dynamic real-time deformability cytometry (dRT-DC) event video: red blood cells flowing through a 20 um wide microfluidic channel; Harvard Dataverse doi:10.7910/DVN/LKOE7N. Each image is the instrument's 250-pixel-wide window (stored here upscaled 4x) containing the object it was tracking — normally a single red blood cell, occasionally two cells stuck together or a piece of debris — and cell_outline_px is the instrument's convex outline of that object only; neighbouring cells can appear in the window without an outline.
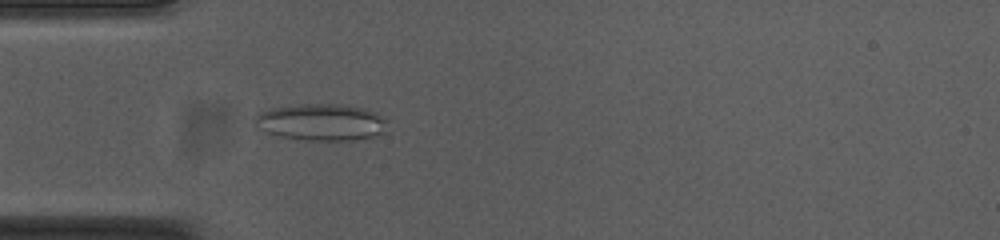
{"species": "common noctule bat (a hibernating species)", "species_latin": "Nyctalus noctula", "temperature_condition": "cold", "stored_images_in_passage": 54, "camera_frame_rate_fps": 3000, "um_per_image_px": 0.085, "animal": {"sex": "female", "body_mass_g": 23.0, "forearm_length_mm": 53.4}, "frame": {"image": 1, "passage_image": 16, "time_ms": 5.0, "image_size_px": [1000, 240], "cell_outline_px": [[384, 132], [372, 136], [352, 140], [308, 140], [280, 136], [264, 132], [256, 128], [252, 124], [252, 120], [260, 112], [268, 108], [300, 104], [348, 104], [364, 108], [376, 112], [384, 116]], "centroid_in_image_um": [27.23, 10.37], "position_along_channel_um": 57.8, "area_um2": 28.61}}
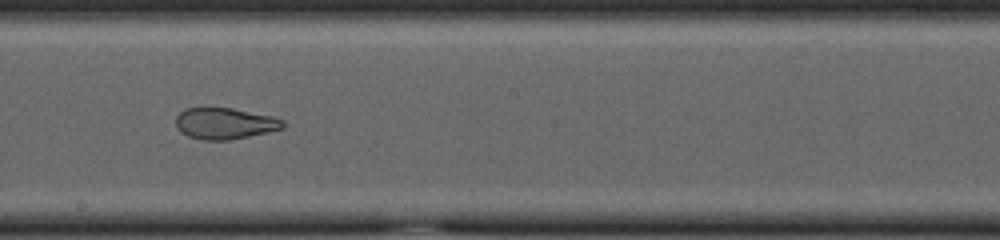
{"frame": {"image": 2, "passage_image": 30, "time_ms": 9.667, "image_size_px": [1000, 240], "cell_outline_px": [[284, 128], [248, 136], [228, 140], [204, 140], [188, 136], [180, 132], [176, 128], [176, 116], [184, 108], [232, 108], [272, 116], [284, 120]], "centroid_in_image_um": [19.08, 10.49], "position_along_channel_um": 229.1, "area_um2": 19.48}}
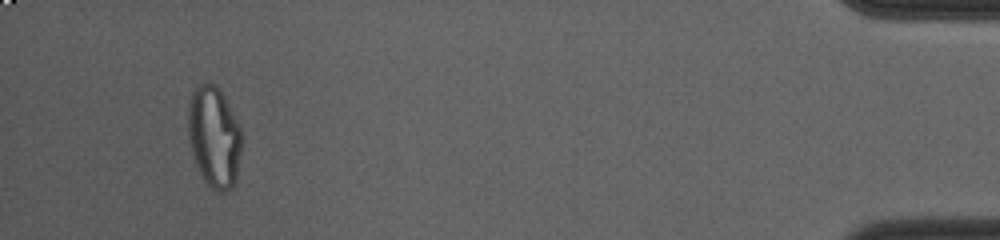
{"frame": {"image": 3, "passage_image": 51, "time_ms": 16.667, "image_size_px": [1000, 240], "cell_outline_px": [[240, 152], [236, 176], [232, 188], [228, 192], [220, 192], [212, 188], [204, 180], [196, 164], [192, 152], [188, 136], [188, 108], [192, 92], [200, 84], [208, 80], [224, 96], [240, 124]], "centroid_in_image_um": [18.19, 11.63], "position_along_channel_um": 417.0, "area_um2": 31.27}, "authors_computed_cell_mechanics": {"area_um2": 26.7903, "velocity_mm_per_s": 3.7424, "shape_relaxation_time_tau1_ms": null, "shape_relaxation_time_tau2_ms": 1.7511, "deformation_change_tau1": null, "deformation_change_tau2": 0.0838}}